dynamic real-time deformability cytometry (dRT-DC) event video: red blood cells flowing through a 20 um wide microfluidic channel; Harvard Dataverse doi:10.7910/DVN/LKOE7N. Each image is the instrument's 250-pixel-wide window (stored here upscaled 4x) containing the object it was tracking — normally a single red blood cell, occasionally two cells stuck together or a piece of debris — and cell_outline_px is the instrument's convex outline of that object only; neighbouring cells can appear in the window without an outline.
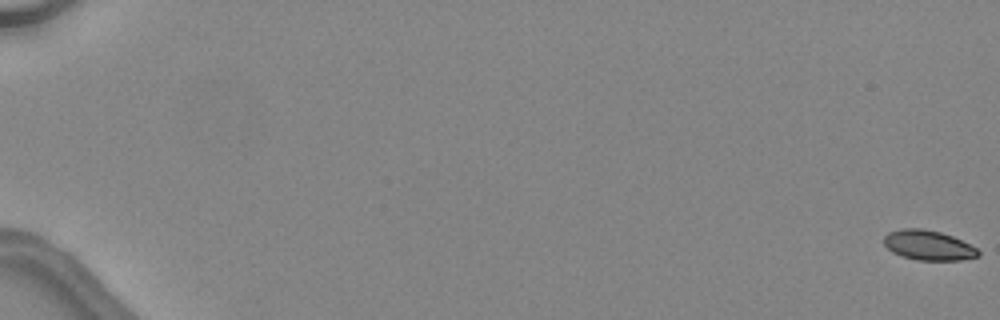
{"species": "common noctule bat (a hibernating species)", "species_latin": "Nyctalus noctula", "temperature_condition": "warm", "stored_images_in_passage": 50, "camera_frame_rate_fps": 3000, "um_per_image_px": 0.085, "animal": {"sex": "female", "body_mass_g": 24.6, "forearm_length_mm": 56.2}, "frame": {"image": 1, "passage_image": 1, "time_ms": 0.0, "image_size_px": [1000, 320], "cell_outline_px": [[980, 256], [960, 260], [916, 260], [900, 256], [892, 252], [884, 244], [884, 236], [888, 232], [900, 228], [920, 228], [940, 232], [952, 236], [976, 248], [980, 252]], "centroid_in_image_um": [78.88, 20.85], "position_along_channel_um": 6.1, "area_um2": 16.42}}
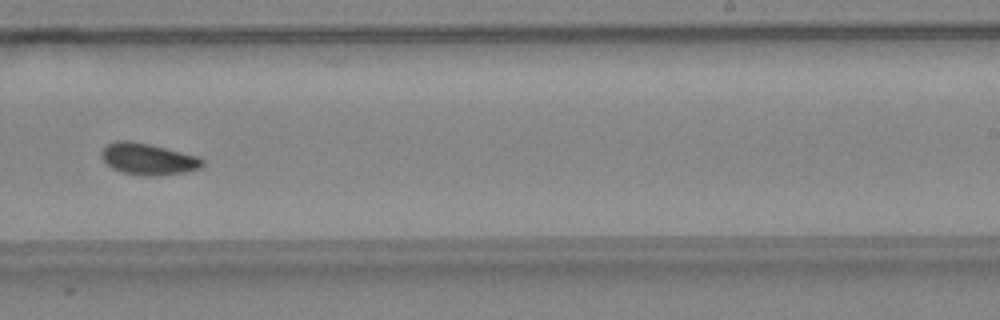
{"frame": {"image": 2, "passage_image": 34, "time_ms": 11.0, "image_size_px": [1000, 320], "cell_outline_px": [[204, 164], [200, 168], [188, 172], [156, 176], [144, 176], [120, 172], [112, 168], [100, 156], [100, 152], [108, 144], [116, 140], [128, 140], [148, 144], [200, 156], [204, 160]], "centroid_in_image_um": [12.61, 13.53], "position_along_channel_um": 276.4, "area_um2": 18.73}}
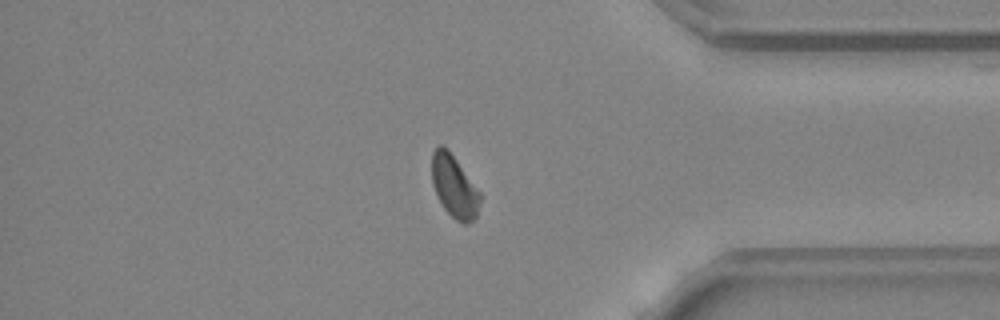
{"frame": {"image": 3, "passage_image": 43, "time_ms": 14.0, "image_size_px": [1000, 320], "cell_outline_px": [[480, 200], [476, 220], [468, 224], [464, 224], [456, 220], [444, 208], [432, 184], [432, 152], [440, 144], [444, 144], [448, 148], [480, 192]], "centroid_in_image_um": [38.62, 15.84], "position_along_channel_um": 396.6, "area_um2": 17.51}, "authors_computed_cell_mechanics": {"area_um2": 17.6868, "velocity_mm_per_s": 4.5166, "shape_relaxation_time_tau1_ms": 8.5468, "shape_relaxation_time_tau2_ms": 9.0536, "deformation_change_tau1": 0.1527, "deformation_change_tau2": 0.1455}}